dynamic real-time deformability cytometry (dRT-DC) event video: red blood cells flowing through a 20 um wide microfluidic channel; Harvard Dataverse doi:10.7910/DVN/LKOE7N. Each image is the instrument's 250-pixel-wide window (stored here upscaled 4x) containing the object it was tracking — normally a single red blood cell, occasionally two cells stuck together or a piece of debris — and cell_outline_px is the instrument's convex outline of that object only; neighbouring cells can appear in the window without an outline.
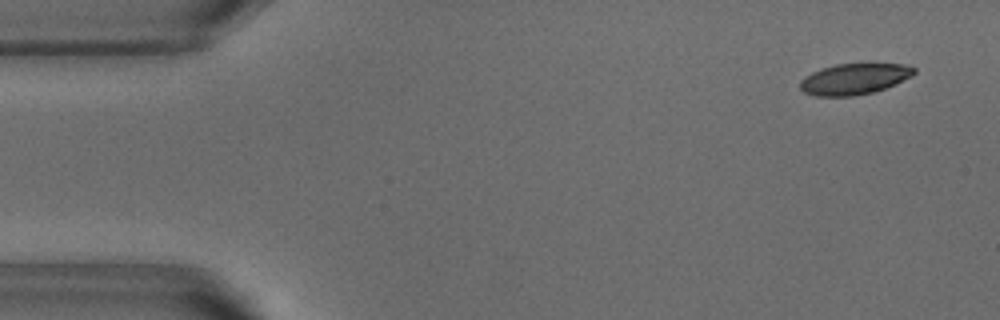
{"species": "common noctule bat (a hibernating species)", "species_latin": "Nyctalus noctula", "temperature_condition": "warm", "stored_images_in_passage": 53, "segment_of_instrument_passage": [1, 2], "camera_frame_rate_fps": 3000, "um_per_image_px": 0.085, "animal": {"sex": "male", "body_mass_g": 18.8}, "frame": {"image": 1, "passage_image": 3, "time_ms": 0.667, "image_size_px": [1000, 320], "cell_outline_px": [[916, 72], [912, 76], [884, 88], [872, 92], [852, 96], [816, 96], [804, 92], [800, 88], [800, 80], [804, 76], [820, 68], [836, 64], [904, 64], [916, 68]], "centroid_in_image_um": [72.58, 6.71], "position_along_channel_um": 12.4, "area_um2": 20.46}}
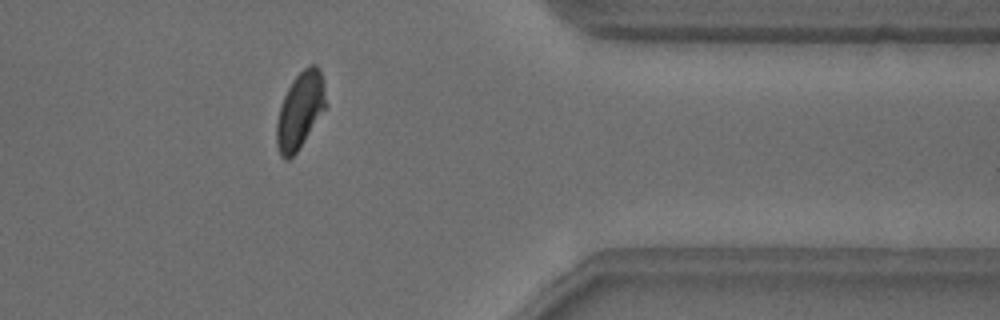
{"frame": {"image": 2, "passage_image": 42, "time_ms": 13.667, "image_size_px": [1000, 320], "cell_outline_px": [[328, 104], [296, 152], [288, 160], [284, 160], [280, 156], [276, 144], [276, 124], [280, 108], [284, 96], [292, 80], [308, 64], [316, 64], [324, 80]], "centroid_in_image_um": [25.52, 9.36], "position_along_channel_um": 385.9, "area_um2": 21.91}}
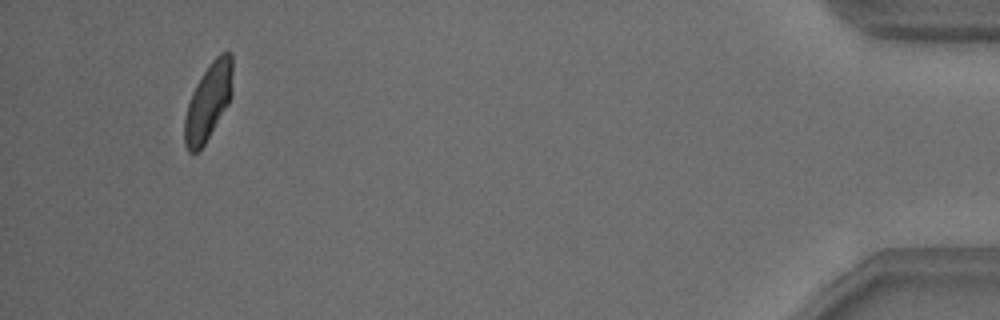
{"frame": {"image": 3, "passage_image": 49, "time_ms": 16.0, "image_size_px": [1000, 320], "cell_outline_px": [[232, 96], [228, 104], [204, 144], [196, 152], [188, 152], [184, 144], [184, 116], [192, 92], [196, 84], [208, 64], [220, 52], [232, 52]], "centroid_in_image_um": [17.7, 8.61], "position_along_channel_um": 417.5, "area_um2": 21.5}}